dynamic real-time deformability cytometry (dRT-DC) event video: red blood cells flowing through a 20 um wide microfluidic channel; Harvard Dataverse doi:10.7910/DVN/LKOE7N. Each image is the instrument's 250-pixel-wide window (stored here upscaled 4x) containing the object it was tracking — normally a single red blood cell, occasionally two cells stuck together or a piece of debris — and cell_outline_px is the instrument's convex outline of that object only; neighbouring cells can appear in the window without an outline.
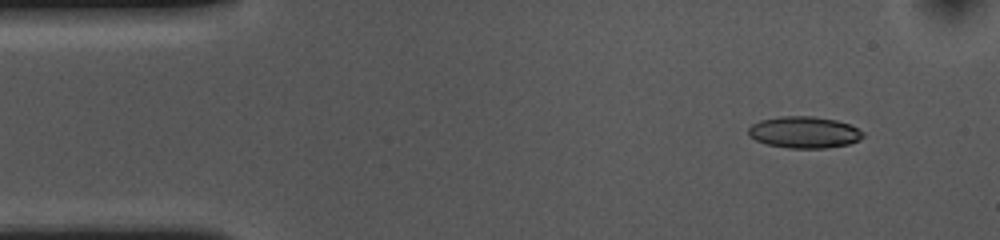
{"species": "common noctule bat (a hibernating species)", "species_latin": "Nyctalus noctula", "temperature_condition": "cold", "stored_images_in_passage": 50, "camera_frame_rate_fps": 3000, "um_per_image_px": 0.085, "animal": {"sex": "female", "body_mass_g": 10.0, "forearm_length_mm": 53.1}, "frame": {"image": 1, "passage_image": 1, "time_ms": 0.0, "image_size_px": [1000, 240], "cell_outline_px": [[864, 136], [860, 140], [848, 144], [828, 148], [788, 148], [768, 144], [756, 140], [748, 136], [748, 128], [752, 124], [760, 120], [780, 116], [812, 116], [836, 120], [848, 124], [864, 132]], "centroid_in_image_um": [68.35, 11.24], "position_along_channel_um": 16.7, "area_um2": 21.15}}
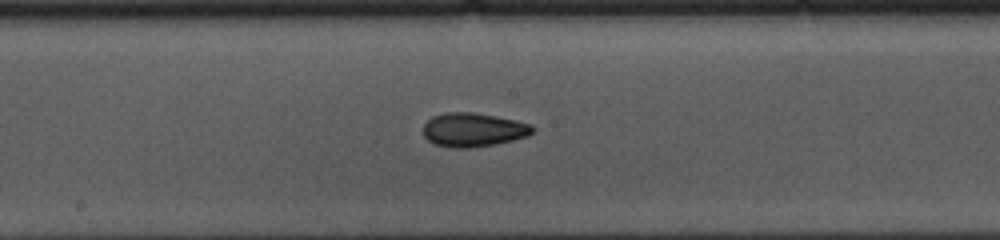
{"frame": {"image": 2, "passage_image": 23, "time_ms": 7.333, "image_size_px": [1000, 240], "cell_outline_px": [[536, 128], [528, 136], [512, 140], [492, 144], [468, 148], [452, 148], [436, 144], [428, 140], [424, 136], [424, 124], [432, 116], [448, 112], [472, 112], [496, 116], [516, 120], [532, 124]], "centroid_in_image_um": [40.24, 11.02], "position_along_channel_um": 208.0, "area_um2": 21.5}}
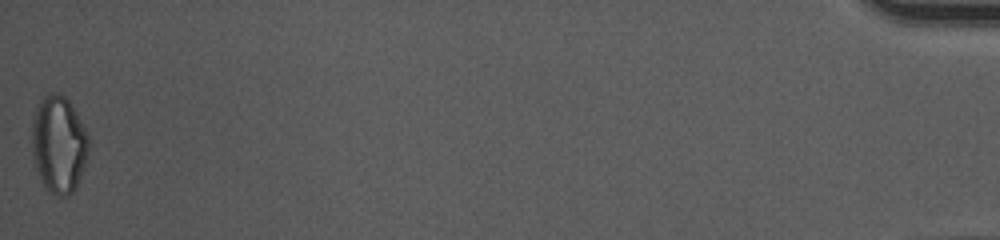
{"frame": {"image": 3, "passage_image": 50, "time_ms": 16.333, "image_size_px": [1000, 240], "cell_outline_px": [[88, 156], [76, 188], [68, 196], [60, 196], [52, 192], [44, 184], [32, 160], [32, 120], [36, 108], [40, 100], [48, 92], [56, 92], [64, 96], [68, 100], [80, 120], [88, 136]], "centroid_in_image_um": [4.98, 12.25], "position_along_channel_um": 430.2, "area_um2": 31.96}, "authors_computed_cell_mechanics": {"area_um2": 21.386, "velocity_mm_per_s": 3.6238, "shape_relaxation_time_tau1_ms": 8.4735, "shape_relaxation_time_tau2_ms": 3.5327, "deformation_change_tau1": 0.1675, "deformation_change_tau2": 0.0929}}